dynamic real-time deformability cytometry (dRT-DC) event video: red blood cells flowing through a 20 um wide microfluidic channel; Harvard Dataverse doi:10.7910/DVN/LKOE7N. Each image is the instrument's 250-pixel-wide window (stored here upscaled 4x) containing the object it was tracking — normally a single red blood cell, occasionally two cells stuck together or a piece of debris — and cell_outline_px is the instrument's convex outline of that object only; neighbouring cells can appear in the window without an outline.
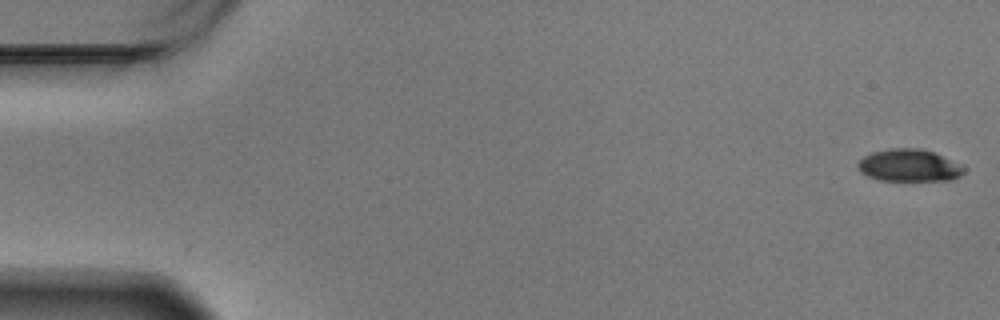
{"species": "Egyptian fruit bat (a non-hibernating species)", "species_latin": "Rousettus aegyptiacus", "temperature_condition": "warm", "stored_images_in_passage": 55, "camera_frame_rate_fps": 3000, "um_per_image_px": 0.085, "animal": {"sex": "male"}, "frame": {"image": 1, "passage_image": 1, "time_ms": 0.0, "image_size_px": [1000, 320], "cell_outline_px": [[964, 172], [960, 176], [952, 180], [880, 180], [868, 176], [860, 172], [856, 164], [864, 156], [872, 152], [892, 148], [920, 148], [932, 152], [964, 164]], "centroid_in_image_um": [77.29, 14.06], "position_along_channel_um": 7.7, "area_um2": 20.0}}
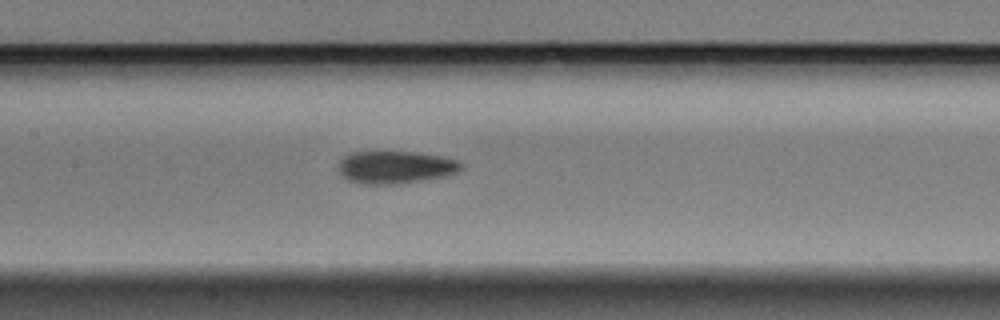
{"frame": {"image": 2, "passage_image": 28, "time_ms": 9.0, "image_size_px": [1000, 320], "cell_outline_px": [[464, 168], [448, 176], [428, 180], [396, 184], [360, 184], [348, 180], [340, 176], [336, 168], [336, 164], [344, 156], [352, 152], [416, 152], [444, 156], [460, 160], [464, 164]], "centroid_in_image_um": [33.63, 14.22], "position_along_channel_um": 173.8, "area_um2": 24.04}}
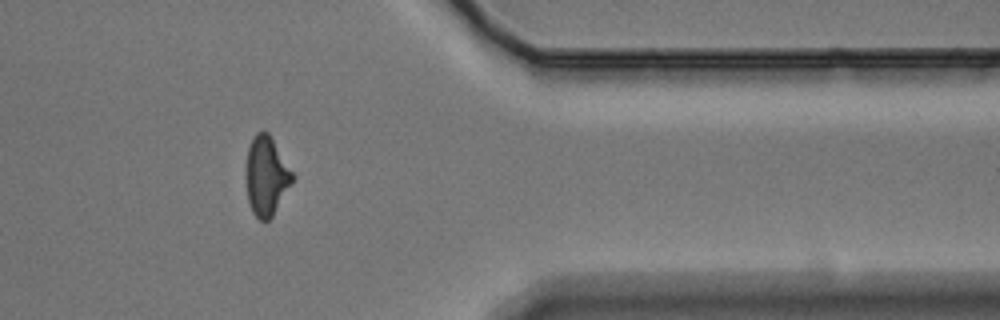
{"frame": {"image": 3, "passage_image": 48, "time_ms": 15.667, "image_size_px": [1000, 320], "cell_outline_px": [[296, 176], [292, 184], [272, 216], [268, 220], [260, 220], [252, 212], [248, 200], [244, 176], [248, 148], [256, 132], [264, 128], [268, 132]], "centroid_in_image_um": [22.63, 14.93], "position_along_channel_um": 388.8, "area_um2": 21.79}}